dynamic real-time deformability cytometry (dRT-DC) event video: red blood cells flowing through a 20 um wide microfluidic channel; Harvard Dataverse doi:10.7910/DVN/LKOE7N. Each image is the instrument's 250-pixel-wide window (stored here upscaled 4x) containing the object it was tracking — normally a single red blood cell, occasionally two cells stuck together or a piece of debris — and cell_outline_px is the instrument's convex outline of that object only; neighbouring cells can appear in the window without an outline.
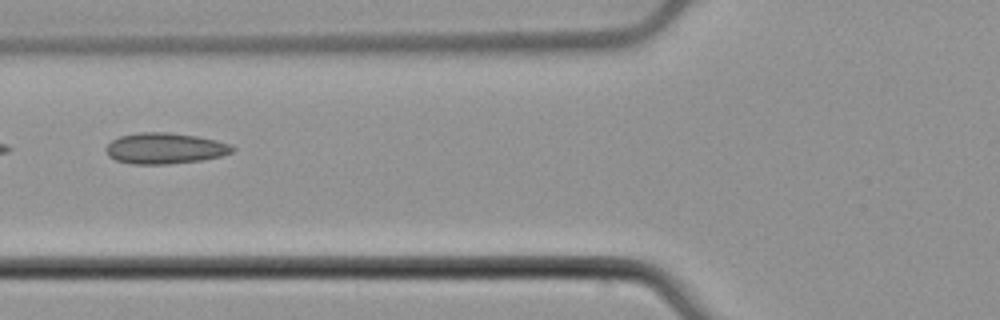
{"species": "common noctule bat (a hibernating species)", "species_latin": "Nyctalus noctula", "temperature_condition": "cold", "stored_images_in_passage": 6, "camera_frame_rate_fps": 3000, "um_per_image_px": 0.085, "animal": {"sex": "male", "body_mass_g": 21.5, "forearm_length_mm": 52.0}, "frame": {"image": 1, "passage_image": 4, "time_ms": 1.0, "image_size_px": [1000, 320], "cell_outline_px": [[236, 148], [232, 152], [220, 156], [200, 160], [168, 164], [132, 164], [116, 160], [108, 156], [104, 148], [112, 140], [120, 136], [140, 132], [168, 132], [196, 136], [216, 140], [232, 144]], "centroid_in_image_um": [14.01, 12.6], "position_along_channel_um": 111.8, "area_um2": 22.83}}